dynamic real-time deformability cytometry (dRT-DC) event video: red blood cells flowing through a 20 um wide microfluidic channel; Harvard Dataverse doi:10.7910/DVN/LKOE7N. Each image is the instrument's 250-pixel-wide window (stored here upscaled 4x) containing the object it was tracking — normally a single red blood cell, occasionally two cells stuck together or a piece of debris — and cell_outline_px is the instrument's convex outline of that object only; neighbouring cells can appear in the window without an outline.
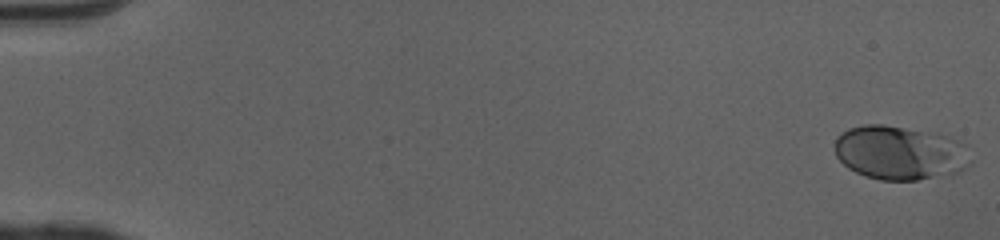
{"species": "human", "species_latin": "Homo sapiens", "temperature_condition": "cold", "stored_images_in_passage": 50, "camera_frame_rate_fps": 3000, "um_per_image_px": 0.085, "donor": {"sex": "female"}, "frame": {"image": 1, "passage_image": 1, "time_ms": 0.0, "image_size_px": [1000, 240], "cell_outline_px": [[972, 164], [956, 172], [916, 180], [880, 180], [856, 172], [848, 168], [836, 156], [836, 136], [848, 128], [864, 124], [884, 124], [948, 136], [968, 144], [972, 160]], "centroid_in_image_um": [76.52, 12.97], "position_along_channel_um": 8.5, "area_um2": 42.83}}
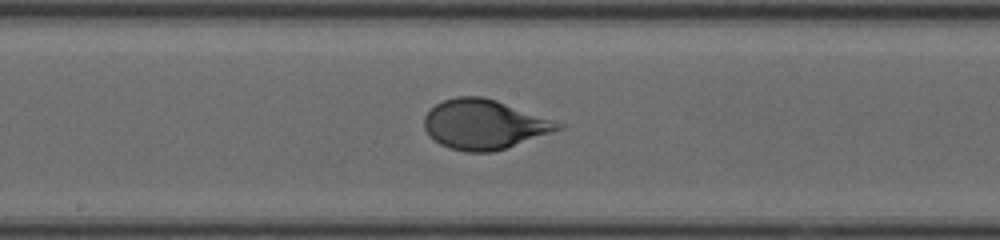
{"frame": {"image": 2, "passage_image": 28, "time_ms": 9.0, "image_size_px": [1000, 240], "cell_outline_px": [[564, 128], [492, 152], [464, 152], [448, 148], [440, 144], [424, 128], [424, 116], [436, 104], [444, 100], [456, 96], [484, 96], [496, 100], [564, 124]], "centroid_in_image_um": [41.13, 10.57], "position_along_channel_um": 207.1, "area_um2": 38.21}}
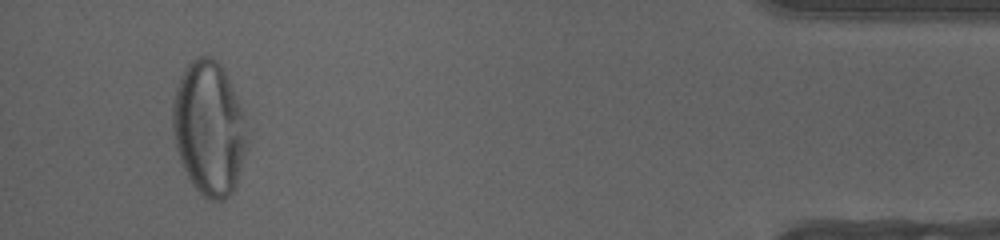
{"frame": {"image": 3, "passage_image": 48, "time_ms": 15.667, "image_size_px": [1000, 240], "cell_outline_px": [[248, 144], [236, 184], [232, 192], [228, 196], [220, 200], [208, 200], [192, 184], [180, 160], [176, 148], [172, 128], [172, 100], [180, 76], [184, 68], [196, 56], [212, 56], [220, 64], [244, 112], [248, 140]], "centroid_in_image_um": [17.76, 10.89], "position_along_channel_um": 417.4, "area_um2": 58.2}, "authors_computed_cell_mechanics": {"area_um2": 39.8242, "velocity_mm_per_s": 4.0775, "shape_relaxation_time_tau1_ms": 3.0155, "shape_relaxation_time_tau2_ms": null, "deformation_change_tau1": 0.1609, "deformation_change_tau2": null}}